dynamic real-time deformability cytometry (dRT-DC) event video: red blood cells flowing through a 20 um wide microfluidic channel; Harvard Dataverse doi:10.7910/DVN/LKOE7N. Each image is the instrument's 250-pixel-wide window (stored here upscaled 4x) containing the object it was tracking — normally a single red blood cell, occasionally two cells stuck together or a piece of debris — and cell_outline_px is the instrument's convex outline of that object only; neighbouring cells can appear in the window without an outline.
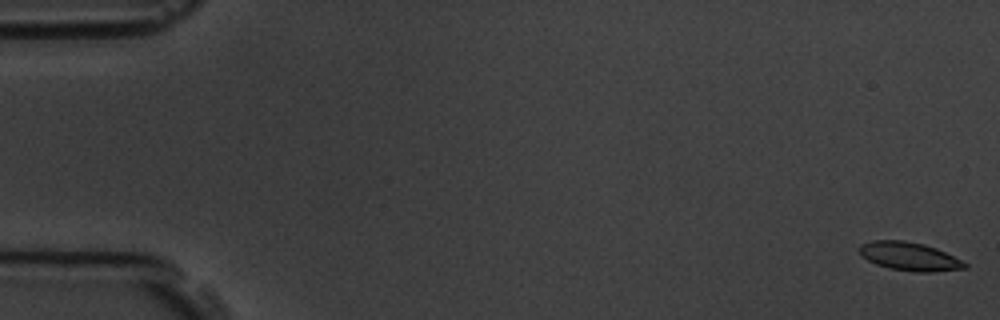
{"species": "common noctule bat (a hibernating species)", "species_latin": "Nyctalus noctula", "temperature_condition": "room temperature", "stored_images_in_passage": 6, "camera_frame_rate_fps": 3000, "um_per_image_px": 0.085, "animal": {"sex": "male", "body_mass_g": 19.5, "forearm_length_mm": 54.6}, "frame": {"image": 1, "passage_image": 1, "time_ms": 0.0, "image_size_px": [1000, 320], "cell_outline_px": [[968, 268], [932, 272], [916, 272], [888, 268], [876, 264], [860, 256], [860, 244], [872, 240], [904, 240], [924, 244], [936, 248], [968, 264]], "centroid_in_image_um": [77.28, 21.79], "position_along_channel_um": 7.7, "area_um2": 17.46}}